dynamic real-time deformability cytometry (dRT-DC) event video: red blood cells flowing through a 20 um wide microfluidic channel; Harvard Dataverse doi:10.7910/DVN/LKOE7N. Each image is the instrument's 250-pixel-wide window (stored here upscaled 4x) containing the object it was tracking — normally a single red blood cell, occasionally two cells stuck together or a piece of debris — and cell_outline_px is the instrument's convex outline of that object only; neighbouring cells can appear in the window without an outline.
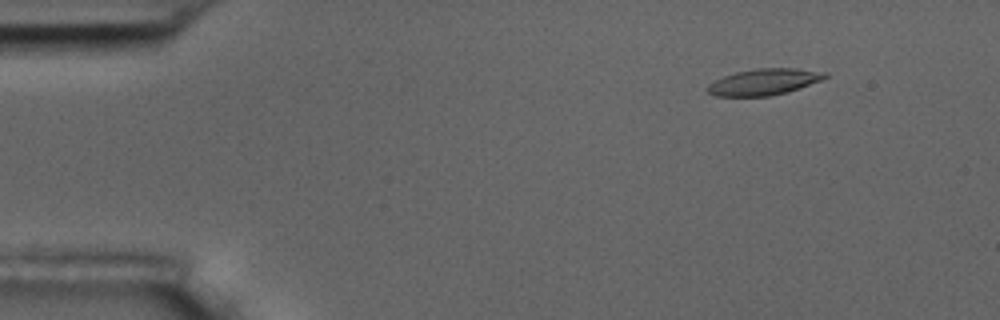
{"species": "common noctule bat (a hibernating species)", "species_latin": "Nyctalus noctula", "temperature_condition": "room temperature", "stored_images_in_passage": 5, "camera_frame_rate_fps": 3000, "um_per_image_px": 0.085, "animal": {"sex": "male", "body_mass_g": 17.5, "forearm_length_mm": 52.3}, "frame": {"image": 1, "passage_image": 1, "time_ms": 0.0, "image_size_px": [1000, 320], "cell_outline_px": [[828, 76], [820, 80], [800, 88], [788, 92], [768, 96], [716, 96], [708, 92], [704, 88], [708, 84], [724, 76], [736, 72], [756, 68], [796, 68], [828, 72]], "centroid_in_image_um": [64.93, 6.96], "position_along_channel_um": 20.1, "area_um2": 18.03}}